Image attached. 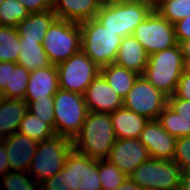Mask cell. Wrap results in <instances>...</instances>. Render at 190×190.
<instances>
[{"mask_svg":"<svg viewBox=\"0 0 190 190\" xmlns=\"http://www.w3.org/2000/svg\"><path fill=\"white\" fill-rule=\"evenodd\" d=\"M116 141L110 114L88 111L73 149L94 159H106Z\"/></svg>","mask_w":190,"mask_h":190,"instance_id":"obj_1","label":"cell"},{"mask_svg":"<svg viewBox=\"0 0 190 190\" xmlns=\"http://www.w3.org/2000/svg\"><path fill=\"white\" fill-rule=\"evenodd\" d=\"M185 63L179 43L169 49L148 56L143 76L166 95H174Z\"/></svg>","mask_w":190,"mask_h":190,"instance_id":"obj_2","label":"cell"},{"mask_svg":"<svg viewBox=\"0 0 190 190\" xmlns=\"http://www.w3.org/2000/svg\"><path fill=\"white\" fill-rule=\"evenodd\" d=\"M153 9L154 7L146 0L117 4L102 3L95 19L107 30L124 38L133 35L137 25L145 20Z\"/></svg>","mask_w":190,"mask_h":190,"instance_id":"obj_3","label":"cell"},{"mask_svg":"<svg viewBox=\"0 0 190 190\" xmlns=\"http://www.w3.org/2000/svg\"><path fill=\"white\" fill-rule=\"evenodd\" d=\"M81 50L100 68L116 60L122 38L95 18L80 23Z\"/></svg>","mask_w":190,"mask_h":190,"instance_id":"obj_4","label":"cell"},{"mask_svg":"<svg viewBox=\"0 0 190 190\" xmlns=\"http://www.w3.org/2000/svg\"><path fill=\"white\" fill-rule=\"evenodd\" d=\"M183 170L171 160L149 158L128 176L141 189L180 190Z\"/></svg>","mask_w":190,"mask_h":190,"instance_id":"obj_5","label":"cell"},{"mask_svg":"<svg viewBox=\"0 0 190 190\" xmlns=\"http://www.w3.org/2000/svg\"><path fill=\"white\" fill-rule=\"evenodd\" d=\"M73 149L72 140L55 135L39 142L27 173L40 184L45 179L60 172L69 152Z\"/></svg>","mask_w":190,"mask_h":190,"instance_id":"obj_6","label":"cell"},{"mask_svg":"<svg viewBox=\"0 0 190 190\" xmlns=\"http://www.w3.org/2000/svg\"><path fill=\"white\" fill-rule=\"evenodd\" d=\"M42 45L52 65H58L81 50L80 23L56 19L44 36Z\"/></svg>","mask_w":190,"mask_h":190,"instance_id":"obj_7","label":"cell"},{"mask_svg":"<svg viewBox=\"0 0 190 190\" xmlns=\"http://www.w3.org/2000/svg\"><path fill=\"white\" fill-rule=\"evenodd\" d=\"M54 132L73 140L80 132L88 109L84 95L59 89L54 95Z\"/></svg>","mask_w":190,"mask_h":190,"instance_id":"obj_8","label":"cell"},{"mask_svg":"<svg viewBox=\"0 0 190 190\" xmlns=\"http://www.w3.org/2000/svg\"><path fill=\"white\" fill-rule=\"evenodd\" d=\"M133 36L143 46L148 55L178 44L174 24L162 17L155 9L137 25Z\"/></svg>","mask_w":190,"mask_h":190,"instance_id":"obj_9","label":"cell"},{"mask_svg":"<svg viewBox=\"0 0 190 190\" xmlns=\"http://www.w3.org/2000/svg\"><path fill=\"white\" fill-rule=\"evenodd\" d=\"M59 89L84 95L99 74L96 65L82 50L57 65Z\"/></svg>","mask_w":190,"mask_h":190,"instance_id":"obj_10","label":"cell"},{"mask_svg":"<svg viewBox=\"0 0 190 190\" xmlns=\"http://www.w3.org/2000/svg\"><path fill=\"white\" fill-rule=\"evenodd\" d=\"M168 104V95L156 89L143 75H139L133 87L123 99V107L149 120H157Z\"/></svg>","mask_w":190,"mask_h":190,"instance_id":"obj_11","label":"cell"},{"mask_svg":"<svg viewBox=\"0 0 190 190\" xmlns=\"http://www.w3.org/2000/svg\"><path fill=\"white\" fill-rule=\"evenodd\" d=\"M66 190H102L98 159L72 149L65 161Z\"/></svg>","mask_w":190,"mask_h":190,"instance_id":"obj_12","label":"cell"},{"mask_svg":"<svg viewBox=\"0 0 190 190\" xmlns=\"http://www.w3.org/2000/svg\"><path fill=\"white\" fill-rule=\"evenodd\" d=\"M150 158L147 148L139 139H116L109 156L106 158L127 177L138 165Z\"/></svg>","mask_w":190,"mask_h":190,"instance_id":"obj_13","label":"cell"},{"mask_svg":"<svg viewBox=\"0 0 190 190\" xmlns=\"http://www.w3.org/2000/svg\"><path fill=\"white\" fill-rule=\"evenodd\" d=\"M84 100L88 111L110 114L123 107V98L99 74L94 78L84 93Z\"/></svg>","mask_w":190,"mask_h":190,"instance_id":"obj_14","label":"cell"},{"mask_svg":"<svg viewBox=\"0 0 190 190\" xmlns=\"http://www.w3.org/2000/svg\"><path fill=\"white\" fill-rule=\"evenodd\" d=\"M151 158L173 159L177 138L167 133L157 120H149L139 137Z\"/></svg>","mask_w":190,"mask_h":190,"instance_id":"obj_15","label":"cell"},{"mask_svg":"<svg viewBox=\"0 0 190 190\" xmlns=\"http://www.w3.org/2000/svg\"><path fill=\"white\" fill-rule=\"evenodd\" d=\"M1 140L7 150L10 171L27 172L39 142L18 132Z\"/></svg>","mask_w":190,"mask_h":190,"instance_id":"obj_16","label":"cell"},{"mask_svg":"<svg viewBox=\"0 0 190 190\" xmlns=\"http://www.w3.org/2000/svg\"><path fill=\"white\" fill-rule=\"evenodd\" d=\"M58 90V69L56 65L51 64L30 72L24 100L29 104L35 99L54 96Z\"/></svg>","mask_w":190,"mask_h":190,"instance_id":"obj_17","label":"cell"},{"mask_svg":"<svg viewBox=\"0 0 190 190\" xmlns=\"http://www.w3.org/2000/svg\"><path fill=\"white\" fill-rule=\"evenodd\" d=\"M102 0H52V10L57 19L81 23L94 19Z\"/></svg>","mask_w":190,"mask_h":190,"instance_id":"obj_18","label":"cell"},{"mask_svg":"<svg viewBox=\"0 0 190 190\" xmlns=\"http://www.w3.org/2000/svg\"><path fill=\"white\" fill-rule=\"evenodd\" d=\"M148 54L133 35L122 38L115 64L142 75L148 62Z\"/></svg>","mask_w":190,"mask_h":190,"instance_id":"obj_19","label":"cell"},{"mask_svg":"<svg viewBox=\"0 0 190 190\" xmlns=\"http://www.w3.org/2000/svg\"><path fill=\"white\" fill-rule=\"evenodd\" d=\"M116 139H139L149 119L121 107L110 113Z\"/></svg>","mask_w":190,"mask_h":190,"instance_id":"obj_20","label":"cell"},{"mask_svg":"<svg viewBox=\"0 0 190 190\" xmlns=\"http://www.w3.org/2000/svg\"><path fill=\"white\" fill-rule=\"evenodd\" d=\"M27 112L28 103L25 100L2 97L0 100V139L16 133Z\"/></svg>","mask_w":190,"mask_h":190,"instance_id":"obj_21","label":"cell"},{"mask_svg":"<svg viewBox=\"0 0 190 190\" xmlns=\"http://www.w3.org/2000/svg\"><path fill=\"white\" fill-rule=\"evenodd\" d=\"M56 19L57 16L52 9L44 12L30 13L28 17L17 25V33L21 39L42 43L45 34Z\"/></svg>","mask_w":190,"mask_h":190,"instance_id":"obj_22","label":"cell"},{"mask_svg":"<svg viewBox=\"0 0 190 190\" xmlns=\"http://www.w3.org/2000/svg\"><path fill=\"white\" fill-rule=\"evenodd\" d=\"M100 73L104 76L106 82L123 99L133 87V84L139 74L127 70L115 63L100 68Z\"/></svg>","mask_w":190,"mask_h":190,"instance_id":"obj_23","label":"cell"},{"mask_svg":"<svg viewBox=\"0 0 190 190\" xmlns=\"http://www.w3.org/2000/svg\"><path fill=\"white\" fill-rule=\"evenodd\" d=\"M19 44L21 51L18 52L17 64L29 72L51 65L42 43L20 38Z\"/></svg>","mask_w":190,"mask_h":190,"instance_id":"obj_24","label":"cell"},{"mask_svg":"<svg viewBox=\"0 0 190 190\" xmlns=\"http://www.w3.org/2000/svg\"><path fill=\"white\" fill-rule=\"evenodd\" d=\"M17 132L38 142H42L56 135L54 129L48 123L29 111L21 120Z\"/></svg>","mask_w":190,"mask_h":190,"instance_id":"obj_25","label":"cell"},{"mask_svg":"<svg viewBox=\"0 0 190 190\" xmlns=\"http://www.w3.org/2000/svg\"><path fill=\"white\" fill-rule=\"evenodd\" d=\"M157 121L167 133L175 138L190 136V121L182 118L168 104L159 114Z\"/></svg>","mask_w":190,"mask_h":190,"instance_id":"obj_26","label":"cell"},{"mask_svg":"<svg viewBox=\"0 0 190 190\" xmlns=\"http://www.w3.org/2000/svg\"><path fill=\"white\" fill-rule=\"evenodd\" d=\"M20 36L14 27L0 26V61L17 63Z\"/></svg>","mask_w":190,"mask_h":190,"instance_id":"obj_27","label":"cell"},{"mask_svg":"<svg viewBox=\"0 0 190 190\" xmlns=\"http://www.w3.org/2000/svg\"><path fill=\"white\" fill-rule=\"evenodd\" d=\"M30 72L19 64L11 68L10 87H5L0 95L8 99L24 100Z\"/></svg>","mask_w":190,"mask_h":190,"instance_id":"obj_28","label":"cell"},{"mask_svg":"<svg viewBox=\"0 0 190 190\" xmlns=\"http://www.w3.org/2000/svg\"><path fill=\"white\" fill-rule=\"evenodd\" d=\"M154 9L174 24L190 15V0H161Z\"/></svg>","mask_w":190,"mask_h":190,"instance_id":"obj_29","label":"cell"},{"mask_svg":"<svg viewBox=\"0 0 190 190\" xmlns=\"http://www.w3.org/2000/svg\"><path fill=\"white\" fill-rule=\"evenodd\" d=\"M98 174L102 190H115L128 178L118 167L106 159H98Z\"/></svg>","mask_w":190,"mask_h":190,"instance_id":"obj_30","label":"cell"},{"mask_svg":"<svg viewBox=\"0 0 190 190\" xmlns=\"http://www.w3.org/2000/svg\"><path fill=\"white\" fill-rule=\"evenodd\" d=\"M29 14L18 0H4L0 5V26L16 28Z\"/></svg>","mask_w":190,"mask_h":190,"instance_id":"obj_31","label":"cell"},{"mask_svg":"<svg viewBox=\"0 0 190 190\" xmlns=\"http://www.w3.org/2000/svg\"><path fill=\"white\" fill-rule=\"evenodd\" d=\"M1 180L5 190H35L38 183L27 172L10 171Z\"/></svg>","mask_w":190,"mask_h":190,"instance_id":"obj_32","label":"cell"},{"mask_svg":"<svg viewBox=\"0 0 190 190\" xmlns=\"http://www.w3.org/2000/svg\"><path fill=\"white\" fill-rule=\"evenodd\" d=\"M53 102L54 96L35 99V101H31L28 104V111L48 123L54 129L55 115Z\"/></svg>","mask_w":190,"mask_h":190,"instance_id":"obj_33","label":"cell"},{"mask_svg":"<svg viewBox=\"0 0 190 190\" xmlns=\"http://www.w3.org/2000/svg\"><path fill=\"white\" fill-rule=\"evenodd\" d=\"M173 161L179 163L183 171L190 170V136L177 138Z\"/></svg>","mask_w":190,"mask_h":190,"instance_id":"obj_34","label":"cell"},{"mask_svg":"<svg viewBox=\"0 0 190 190\" xmlns=\"http://www.w3.org/2000/svg\"><path fill=\"white\" fill-rule=\"evenodd\" d=\"M168 105L182 118L190 121V101L177 98L175 95L168 96Z\"/></svg>","mask_w":190,"mask_h":190,"instance_id":"obj_35","label":"cell"},{"mask_svg":"<svg viewBox=\"0 0 190 190\" xmlns=\"http://www.w3.org/2000/svg\"><path fill=\"white\" fill-rule=\"evenodd\" d=\"M47 190H66L65 183V166L57 174L45 179L42 183Z\"/></svg>","mask_w":190,"mask_h":190,"instance_id":"obj_36","label":"cell"},{"mask_svg":"<svg viewBox=\"0 0 190 190\" xmlns=\"http://www.w3.org/2000/svg\"><path fill=\"white\" fill-rule=\"evenodd\" d=\"M176 40L180 44L190 39V15L174 23Z\"/></svg>","mask_w":190,"mask_h":190,"instance_id":"obj_37","label":"cell"},{"mask_svg":"<svg viewBox=\"0 0 190 190\" xmlns=\"http://www.w3.org/2000/svg\"><path fill=\"white\" fill-rule=\"evenodd\" d=\"M29 13L44 12L52 9V0H18Z\"/></svg>","mask_w":190,"mask_h":190,"instance_id":"obj_38","label":"cell"},{"mask_svg":"<svg viewBox=\"0 0 190 190\" xmlns=\"http://www.w3.org/2000/svg\"><path fill=\"white\" fill-rule=\"evenodd\" d=\"M174 95L177 98L185 99L190 101V75L185 71L182 73L176 91Z\"/></svg>","mask_w":190,"mask_h":190,"instance_id":"obj_39","label":"cell"},{"mask_svg":"<svg viewBox=\"0 0 190 190\" xmlns=\"http://www.w3.org/2000/svg\"><path fill=\"white\" fill-rule=\"evenodd\" d=\"M15 62L0 61V92L5 87H10L11 68H15Z\"/></svg>","mask_w":190,"mask_h":190,"instance_id":"obj_40","label":"cell"},{"mask_svg":"<svg viewBox=\"0 0 190 190\" xmlns=\"http://www.w3.org/2000/svg\"><path fill=\"white\" fill-rule=\"evenodd\" d=\"M10 172L7 150L4 142L0 139V178Z\"/></svg>","mask_w":190,"mask_h":190,"instance_id":"obj_41","label":"cell"},{"mask_svg":"<svg viewBox=\"0 0 190 190\" xmlns=\"http://www.w3.org/2000/svg\"><path fill=\"white\" fill-rule=\"evenodd\" d=\"M179 45L182 50L184 63L186 64L190 62V39L184 42H181Z\"/></svg>","mask_w":190,"mask_h":190,"instance_id":"obj_42","label":"cell"},{"mask_svg":"<svg viewBox=\"0 0 190 190\" xmlns=\"http://www.w3.org/2000/svg\"><path fill=\"white\" fill-rule=\"evenodd\" d=\"M115 190H142L135 182L131 181L129 178L118 186Z\"/></svg>","mask_w":190,"mask_h":190,"instance_id":"obj_43","label":"cell"},{"mask_svg":"<svg viewBox=\"0 0 190 190\" xmlns=\"http://www.w3.org/2000/svg\"><path fill=\"white\" fill-rule=\"evenodd\" d=\"M180 190H190V170L183 171Z\"/></svg>","mask_w":190,"mask_h":190,"instance_id":"obj_44","label":"cell"},{"mask_svg":"<svg viewBox=\"0 0 190 190\" xmlns=\"http://www.w3.org/2000/svg\"><path fill=\"white\" fill-rule=\"evenodd\" d=\"M136 0H102V3L107 4H117V3H126V2H132Z\"/></svg>","mask_w":190,"mask_h":190,"instance_id":"obj_45","label":"cell"},{"mask_svg":"<svg viewBox=\"0 0 190 190\" xmlns=\"http://www.w3.org/2000/svg\"><path fill=\"white\" fill-rule=\"evenodd\" d=\"M184 71L190 75V62L186 63L185 64V68H184Z\"/></svg>","mask_w":190,"mask_h":190,"instance_id":"obj_46","label":"cell"},{"mask_svg":"<svg viewBox=\"0 0 190 190\" xmlns=\"http://www.w3.org/2000/svg\"><path fill=\"white\" fill-rule=\"evenodd\" d=\"M146 1H148L153 7L157 4V3H159L161 0H146Z\"/></svg>","mask_w":190,"mask_h":190,"instance_id":"obj_47","label":"cell"},{"mask_svg":"<svg viewBox=\"0 0 190 190\" xmlns=\"http://www.w3.org/2000/svg\"><path fill=\"white\" fill-rule=\"evenodd\" d=\"M35 190H47L44 186H42L41 184H38L35 188Z\"/></svg>","mask_w":190,"mask_h":190,"instance_id":"obj_48","label":"cell"}]
</instances>
